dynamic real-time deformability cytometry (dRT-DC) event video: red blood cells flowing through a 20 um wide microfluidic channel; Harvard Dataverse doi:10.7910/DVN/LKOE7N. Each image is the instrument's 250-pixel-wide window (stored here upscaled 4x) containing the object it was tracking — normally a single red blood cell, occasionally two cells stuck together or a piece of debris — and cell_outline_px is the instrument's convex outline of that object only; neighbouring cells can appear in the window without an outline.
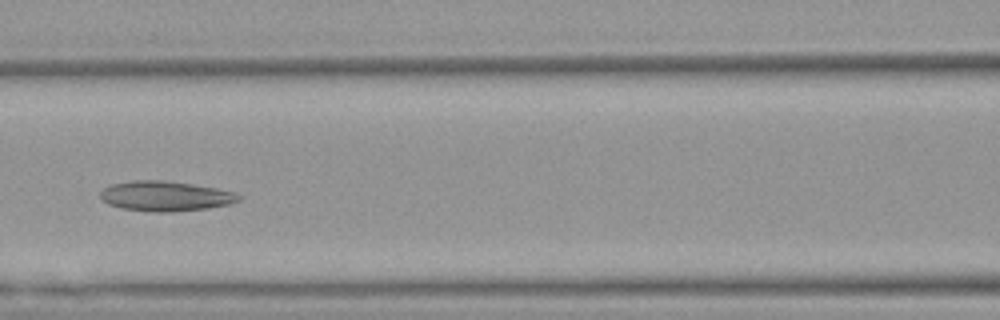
{"species": "Egyptian fruit bat (a non-hibernating species)", "species_latin": "Rousettus aegyptiacus", "temperature_condition": "warm", "stored_images_in_passage": 5, "camera_frame_rate_fps": 3000, "um_per_image_px": 0.085, "animal": {"sex": "female"}, "frame": {"image": 1, "passage_image": 5, "time_ms": 1.333, "image_size_px": [1000, 320], "cell_outline_px": [[240, 200], [228, 204], [208, 208], [172, 212], [156, 212], [124, 208], [108, 204], [100, 200], [100, 192], [104, 188], [112, 184], [132, 180], [164, 180], [192, 184], [216, 188], [236, 192], [240, 196]], "centroid_in_image_um": [14.05, 16.66], "position_along_channel_um": 152.6, "area_um2": 24.16}}